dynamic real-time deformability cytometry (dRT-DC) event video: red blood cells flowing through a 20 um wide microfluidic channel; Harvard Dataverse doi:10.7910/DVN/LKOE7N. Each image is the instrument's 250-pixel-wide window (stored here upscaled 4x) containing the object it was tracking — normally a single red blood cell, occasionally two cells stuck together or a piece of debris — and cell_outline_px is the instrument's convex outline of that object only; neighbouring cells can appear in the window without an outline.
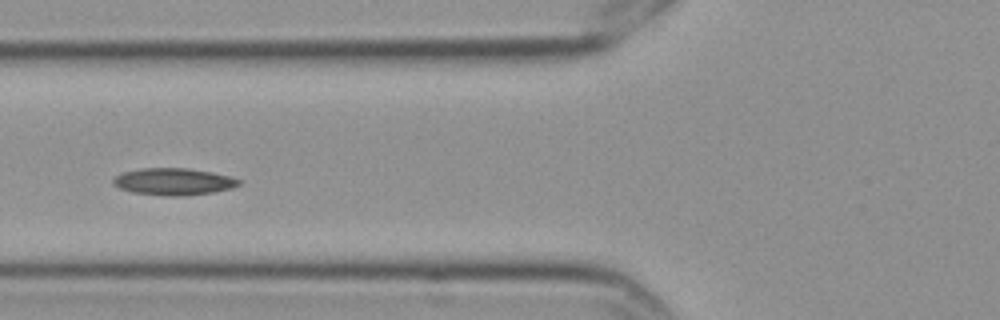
{"species": "Egyptian fruit bat (a non-hibernating species)", "species_latin": "Rousettus aegyptiacus", "temperature_condition": "cold", "stored_images_in_passage": 9, "camera_frame_rate_fps": 3000, "um_per_image_px": 0.085, "frame": {"image": 1, "passage_image": 6, "time_ms": 1.667, "image_size_px": [1000, 320], "cell_outline_px": [[240, 184], [232, 188], [216, 192], [184, 196], [168, 196], [132, 192], [120, 188], [112, 184], [112, 180], [116, 176], [124, 172], [140, 168], [188, 168], [212, 172], [228, 176], [240, 180]], "centroid_in_image_um": [14.76, 15.44], "position_along_channel_um": 111.0, "area_um2": 19.77}}
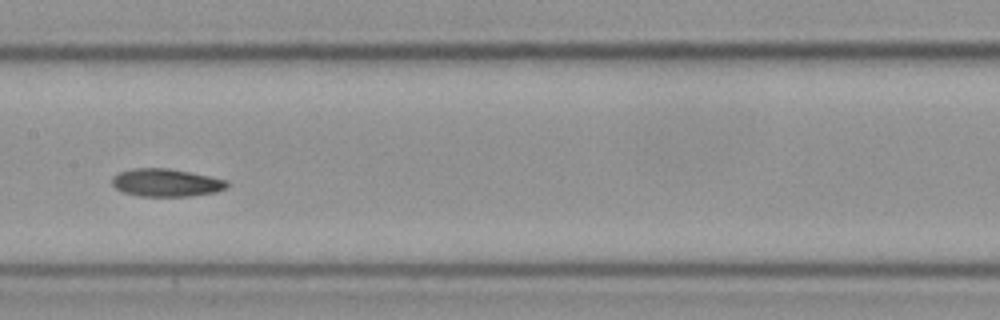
{"frame": {"image": 2, "passage_image": 8, "time_ms": 2.333, "image_size_px": [1000, 320], "cell_outline_px": [[232, 184], [228, 188], [216, 192], [188, 196], [140, 196], [120, 192], [112, 184], [112, 176], [120, 172], [132, 168], [168, 168], [228, 180]], "centroid_in_image_um": [14.14, 15.53], "position_along_channel_um": 193.3, "area_um2": 18.79}}
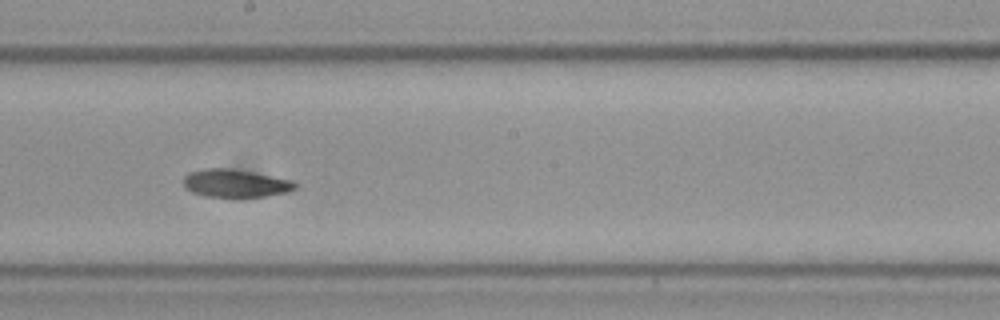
{"frame": {"image": 3, "passage_image": 9, "time_ms": 2.667, "image_size_px": [1000, 320], "cell_outline_px": [[296, 188], [288, 192], [264, 196], [204, 196], [192, 192], [184, 184], [184, 176], [188, 172], [204, 168], [228, 168], [252, 172], [292, 180], [296, 184]], "centroid_in_image_um": [20.0, 15.56], "position_along_channel_um": 228.2, "area_um2": 17.86}}